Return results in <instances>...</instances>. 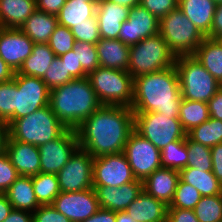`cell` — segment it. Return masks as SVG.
<instances>
[{"label":"cell","instance_id":"obj_1","mask_svg":"<svg viewBox=\"0 0 222 222\" xmlns=\"http://www.w3.org/2000/svg\"><path fill=\"white\" fill-rule=\"evenodd\" d=\"M131 107L102 105L76 129L79 148L94 158L124 152L134 131Z\"/></svg>","mask_w":222,"mask_h":222},{"label":"cell","instance_id":"obj_2","mask_svg":"<svg viewBox=\"0 0 222 222\" xmlns=\"http://www.w3.org/2000/svg\"><path fill=\"white\" fill-rule=\"evenodd\" d=\"M181 101L175 66L134 78L133 113L158 112L179 118Z\"/></svg>","mask_w":222,"mask_h":222},{"label":"cell","instance_id":"obj_3","mask_svg":"<svg viewBox=\"0 0 222 222\" xmlns=\"http://www.w3.org/2000/svg\"><path fill=\"white\" fill-rule=\"evenodd\" d=\"M49 105L67 129L75 130L103 104L84 77L50 90Z\"/></svg>","mask_w":222,"mask_h":222},{"label":"cell","instance_id":"obj_4","mask_svg":"<svg viewBox=\"0 0 222 222\" xmlns=\"http://www.w3.org/2000/svg\"><path fill=\"white\" fill-rule=\"evenodd\" d=\"M67 128L51 110L50 105L15 119L8 125V138L40 146L60 137Z\"/></svg>","mask_w":222,"mask_h":222},{"label":"cell","instance_id":"obj_5","mask_svg":"<svg viewBox=\"0 0 222 222\" xmlns=\"http://www.w3.org/2000/svg\"><path fill=\"white\" fill-rule=\"evenodd\" d=\"M175 59L168 44L158 33L130 46L127 71L134 79L174 66Z\"/></svg>","mask_w":222,"mask_h":222},{"label":"cell","instance_id":"obj_6","mask_svg":"<svg viewBox=\"0 0 222 222\" xmlns=\"http://www.w3.org/2000/svg\"><path fill=\"white\" fill-rule=\"evenodd\" d=\"M182 99L207 103L221 85L193 56L175 59Z\"/></svg>","mask_w":222,"mask_h":222},{"label":"cell","instance_id":"obj_7","mask_svg":"<svg viewBox=\"0 0 222 222\" xmlns=\"http://www.w3.org/2000/svg\"><path fill=\"white\" fill-rule=\"evenodd\" d=\"M159 34L175 57L194 55L205 38L178 7L160 19Z\"/></svg>","mask_w":222,"mask_h":222},{"label":"cell","instance_id":"obj_8","mask_svg":"<svg viewBox=\"0 0 222 222\" xmlns=\"http://www.w3.org/2000/svg\"><path fill=\"white\" fill-rule=\"evenodd\" d=\"M87 77L103 105L131 107L134 79L128 71L99 66Z\"/></svg>","mask_w":222,"mask_h":222},{"label":"cell","instance_id":"obj_9","mask_svg":"<svg viewBox=\"0 0 222 222\" xmlns=\"http://www.w3.org/2000/svg\"><path fill=\"white\" fill-rule=\"evenodd\" d=\"M134 129L159 150L187 136L179 118L158 112L134 113Z\"/></svg>","mask_w":222,"mask_h":222},{"label":"cell","instance_id":"obj_10","mask_svg":"<svg viewBox=\"0 0 222 222\" xmlns=\"http://www.w3.org/2000/svg\"><path fill=\"white\" fill-rule=\"evenodd\" d=\"M137 180L144 181L161 165V150L135 130L130 134L123 152Z\"/></svg>","mask_w":222,"mask_h":222},{"label":"cell","instance_id":"obj_11","mask_svg":"<svg viewBox=\"0 0 222 222\" xmlns=\"http://www.w3.org/2000/svg\"><path fill=\"white\" fill-rule=\"evenodd\" d=\"M13 80L16 82L14 120L49 105L50 90L41 78L15 73Z\"/></svg>","mask_w":222,"mask_h":222},{"label":"cell","instance_id":"obj_12","mask_svg":"<svg viewBox=\"0 0 222 222\" xmlns=\"http://www.w3.org/2000/svg\"><path fill=\"white\" fill-rule=\"evenodd\" d=\"M94 157L78 148L67 164L56 174L62 192H79L93 188Z\"/></svg>","mask_w":222,"mask_h":222},{"label":"cell","instance_id":"obj_13","mask_svg":"<svg viewBox=\"0 0 222 222\" xmlns=\"http://www.w3.org/2000/svg\"><path fill=\"white\" fill-rule=\"evenodd\" d=\"M136 180L123 152L94 158L93 186L120 187Z\"/></svg>","mask_w":222,"mask_h":222},{"label":"cell","instance_id":"obj_14","mask_svg":"<svg viewBox=\"0 0 222 222\" xmlns=\"http://www.w3.org/2000/svg\"><path fill=\"white\" fill-rule=\"evenodd\" d=\"M78 148V137L74 129H67L57 139L40 145V172L57 174Z\"/></svg>","mask_w":222,"mask_h":222},{"label":"cell","instance_id":"obj_15","mask_svg":"<svg viewBox=\"0 0 222 222\" xmlns=\"http://www.w3.org/2000/svg\"><path fill=\"white\" fill-rule=\"evenodd\" d=\"M71 222H83L100 208L93 188L79 192H60L52 204Z\"/></svg>","mask_w":222,"mask_h":222},{"label":"cell","instance_id":"obj_16","mask_svg":"<svg viewBox=\"0 0 222 222\" xmlns=\"http://www.w3.org/2000/svg\"><path fill=\"white\" fill-rule=\"evenodd\" d=\"M160 20L140 4L132 7L129 17L120 27L118 39L126 45H134L141 40L159 33Z\"/></svg>","mask_w":222,"mask_h":222},{"label":"cell","instance_id":"obj_17","mask_svg":"<svg viewBox=\"0 0 222 222\" xmlns=\"http://www.w3.org/2000/svg\"><path fill=\"white\" fill-rule=\"evenodd\" d=\"M34 44L21 29L0 28V58L15 72L32 54Z\"/></svg>","mask_w":222,"mask_h":222},{"label":"cell","instance_id":"obj_18","mask_svg":"<svg viewBox=\"0 0 222 222\" xmlns=\"http://www.w3.org/2000/svg\"><path fill=\"white\" fill-rule=\"evenodd\" d=\"M99 206L114 212L126 211L143 191V181L128 182L120 187L93 186Z\"/></svg>","mask_w":222,"mask_h":222},{"label":"cell","instance_id":"obj_19","mask_svg":"<svg viewBox=\"0 0 222 222\" xmlns=\"http://www.w3.org/2000/svg\"><path fill=\"white\" fill-rule=\"evenodd\" d=\"M5 153L19 176H34L40 172L41 159L38 146L7 139Z\"/></svg>","mask_w":222,"mask_h":222},{"label":"cell","instance_id":"obj_20","mask_svg":"<svg viewBox=\"0 0 222 222\" xmlns=\"http://www.w3.org/2000/svg\"><path fill=\"white\" fill-rule=\"evenodd\" d=\"M130 8L107 0H98L96 18L101 38L118 39L121 24L128 19Z\"/></svg>","mask_w":222,"mask_h":222},{"label":"cell","instance_id":"obj_21","mask_svg":"<svg viewBox=\"0 0 222 222\" xmlns=\"http://www.w3.org/2000/svg\"><path fill=\"white\" fill-rule=\"evenodd\" d=\"M179 179V171L161 167L143 181V190L169 206Z\"/></svg>","mask_w":222,"mask_h":222},{"label":"cell","instance_id":"obj_22","mask_svg":"<svg viewBox=\"0 0 222 222\" xmlns=\"http://www.w3.org/2000/svg\"><path fill=\"white\" fill-rule=\"evenodd\" d=\"M168 206L149 195L144 190L132 203L126 212L137 222H167Z\"/></svg>","mask_w":222,"mask_h":222},{"label":"cell","instance_id":"obj_23","mask_svg":"<svg viewBox=\"0 0 222 222\" xmlns=\"http://www.w3.org/2000/svg\"><path fill=\"white\" fill-rule=\"evenodd\" d=\"M217 5L212 0H178V8L205 36L211 38V26Z\"/></svg>","mask_w":222,"mask_h":222},{"label":"cell","instance_id":"obj_24","mask_svg":"<svg viewBox=\"0 0 222 222\" xmlns=\"http://www.w3.org/2000/svg\"><path fill=\"white\" fill-rule=\"evenodd\" d=\"M100 67L128 70L130 46L119 39L101 38L96 44Z\"/></svg>","mask_w":222,"mask_h":222},{"label":"cell","instance_id":"obj_25","mask_svg":"<svg viewBox=\"0 0 222 222\" xmlns=\"http://www.w3.org/2000/svg\"><path fill=\"white\" fill-rule=\"evenodd\" d=\"M36 9V0H0V26L20 29Z\"/></svg>","mask_w":222,"mask_h":222},{"label":"cell","instance_id":"obj_26","mask_svg":"<svg viewBox=\"0 0 222 222\" xmlns=\"http://www.w3.org/2000/svg\"><path fill=\"white\" fill-rule=\"evenodd\" d=\"M58 25L56 15L35 10L20 28L35 44L48 43Z\"/></svg>","mask_w":222,"mask_h":222},{"label":"cell","instance_id":"obj_27","mask_svg":"<svg viewBox=\"0 0 222 222\" xmlns=\"http://www.w3.org/2000/svg\"><path fill=\"white\" fill-rule=\"evenodd\" d=\"M222 86V43L205 37L193 55Z\"/></svg>","mask_w":222,"mask_h":222},{"label":"cell","instance_id":"obj_28","mask_svg":"<svg viewBox=\"0 0 222 222\" xmlns=\"http://www.w3.org/2000/svg\"><path fill=\"white\" fill-rule=\"evenodd\" d=\"M4 194L13 209L33 213L40 206L34 193L32 176H19Z\"/></svg>","mask_w":222,"mask_h":222},{"label":"cell","instance_id":"obj_29","mask_svg":"<svg viewBox=\"0 0 222 222\" xmlns=\"http://www.w3.org/2000/svg\"><path fill=\"white\" fill-rule=\"evenodd\" d=\"M97 3L98 0H66L57 15L58 24L71 29L85 23L88 18L96 17Z\"/></svg>","mask_w":222,"mask_h":222},{"label":"cell","instance_id":"obj_30","mask_svg":"<svg viewBox=\"0 0 222 222\" xmlns=\"http://www.w3.org/2000/svg\"><path fill=\"white\" fill-rule=\"evenodd\" d=\"M180 179L195 187L202 196L222 194V184L212 171L185 167L180 172Z\"/></svg>","mask_w":222,"mask_h":222},{"label":"cell","instance_id":"obj_31","mask_svg":"<svg viewBox=\"0 0 222 222\" xmlns=\"http://www.w3.org/2000/svg\"><path fill=\"white\" fill-rule=\"evenodd\" d=\"M55 58V53L47 43L34 44L32 54L23 62L16 73L42 79Z\"/></svg>","mask_w":222,"mask_h":222},{"label":"cell","instance_id":"obj_32","mask_svg":"<svg viewBox=\"0 0 222 222\" xmlns=\"http://www.w3.org/2000/svg\"><path fill=\"white\" fill-rule=\"evenodd\" d=\"M210 118L208 103L182 99L179 120L186 133Z\"/></svg>","mask_w":222,"mask_h":222},{"label":"cell","instance_id":"obj_33","mask_svg":"<svg viewBox=\"0 0 222 222\" xmlns=\"http://www.w3.org/2000/svg\"><path fill=\"white\" fill-rule=\"evenodd\" d=\"M32 184L40 205H52L61 192L56 174L39 172L32 176Z\"/></svg>","mask_w":222,"mask_h":222},{"label":"cell","instance_id":"obj_34","mask_svg":"<svg viewBox=\"0 0 222 222\" xmlns=\"http://www.w3.org/2000/svg\"><path fill=\"white\" fill-rule=\"evenodd\" d=\"M187 136L197 143L213 147L222 143V121L209 118L208 121L193 128Z\"/></svg>","mask_w":222,"mask_h":222},{"label":"cell","instance_id":"obj_35","mask_svg":"<svg viewBox=\"0 0 222 222\" xmlns=\"http://www.w3.org/2000/svg\"><path fill=\"white\" fill-rule=\"evenodd\" d=\"M188 152L186 139L169 143L161 150L162 167L181 171L187 167Z\"/></svg>","mask_w":222,"mask_h":222},{"label":"cell","instance_id":"obj_36","mask_svg":"<svg viewBox=\"0 0 222 222\" xmlns=\"http://www.w3.org/2000/svg\"><path fill=\"white\" fill-rule=\"evenodd\" d=\"M193 210L199 222H222V194L202 196Z\"/></svg>","mask_w":222,"mask_h":222},{"label":"cell","instance_id":"obj_37","mask_svg":"<svg viewBox=\"0 0 222 222\" xmlns=\"http://www.w3.org/2000/svg\"><path fill=\"white\" fill-rule=\"evenodd\" d=\"M186 147L188 152L187 167L212 171L211 147L192 141L186 136Z\"/></svg>","mask_w":222,"mask_h":222},{"label":"cell","instance_id":"obj_38","mask_svg":"<svg viewBox=\"0 0 222 222\" xmlns=\"http://www.w3.org/2000/svg\"><path fill=\"white\" fill-rule=\"evenodd\" d=\"M16 82L11 79L0 82V122L7 126L14 121Z\"/></svg>","mask_w":222,"mask_h":222},{"label":"cell","instance_id":"obj_39","mask_svg":"<svg viewBox=\"0 0 222 222\" xmlns=\"http://www.w3.org/2000/svg\"><path fill=\"white\" fill-rule=\"evenodd\" d=\"M201 198V193L195 187L179 179L168 208L194 209Z\"/></svg>","mask_w":222,"mask_h":222},{"label":"cell","instance_id":"obj_40","mask_svg":"<svg viewBox=\"0 0 222 222\" xmlns=\"http://www.w3.org/2000/svg\"><path fill=\"white\" fill-rule=\"evenodd\" d=\"M75 38L71 29L58 24L49 38L48 45L57 57L72 50L75 46Z\"/></svg>","mask_w":222,"mask_h":222},{"label":"cell","instance_id":"obj_41","mask_svg":"<svg viewBox=\"0 0 222 222\" xmlns=\"http://www.w3.org/2000/svg\"><path fill=\"white\" fill-rule=\"evenodd\" d=\"M73 50L77 52L78 65H81L87 75L100 66L95 44L76 42Z\"/></svg>","mask_w":222,"mask_h":222},{"label":"cell","instance_id":"obj_42","mask_svg":"<svg viewBox=\"0 0 222 222\" xmlns=\"http://www.w3.org/2000/svg\"><path fill=\"white\" fill-rule=\"evenodd\" d=\"M42 80L49 90H52L74 80V78L67 72L64 62L56 56Z\"/></svg>","mask_w":222,"mask_h":222},{"label":"cell","instance_id":"obj_43","mask_svg":"<svg viewBox=\"0 0 222 222\" xmlns=\"http://www.w3.org/2000/svg\"><path fill=\"white\" fill-rule=\"evenodd\" d=\"M71 32L76 42L96 44L101 39L96 17L88 18L85 23L76 24L71 28Z\"/></svg>","mask_w":222,"mask_h":222},{"label":"cell","instance_id":"obj_44","mask_svg":"<svg viewBox=\"0 0 222 222\" xmlns=\"http://www.w3.org/2000/svg\"><path fill=\"white\" fill-rule=\"evenodd\" d=\"M19 177L6 153L0 155V194H4Z\"/></svg>","mask_w":222,"mask_h":222},{"label":"cell","instance_id":"obj_45","mask_svg":"<svg viewBox=\"0 0 222 222\" xmlns=\"http://www.w3.org/2000/svg\"><path fill=\"white\" fill-rule=\"evenodd\" d=\"M139 4L160 20L178 7V0H140Z\"/></svg>","mask_w":222,"mask_h":222},{"label":"cell","instance_id":"obj_46","mask_svg":"<svg viewBox=\"0 0 222 222\" xmlns=\"http://www.w3.org/2000/svg\"><path fill=\"white\" fill-rule=\"evenodd\" d=\"M33 222H71L53 205H40L33 213Z\"/></svg>","mask_w":222,"mask_h":222},{"label":"cell","instance_id":"obj_47","mask_svg":"<svg viewBox=\"0 0 222 222\" xmlns=\"http://www.w3.org/2000/svg\"><path fill=\"white\" fill-rule=\"evenodd\" d=\"M59 58L64 62L67 72H69L74 79H80L88 76L83 71L81 65H78L77 52H74L73 49L59 56Z\"/></svg>","mask_w":222,"mask_h":222},{"label":"cell","instance_id":"obj_48","mask_svg":"<svg viewBox=\"0 0 222 222\" xmlns=\"http://www.w3.org/2000/svg\"><path fill=\"white\" fill-rule=\"evenodd\" d=\"M167 222H199L193 209L168 208Z\"/></svg>","mask_w":222,"mask_h":222},{"label":"cell","instance_id":"obj_49","mask_svg":"<svg viewBox=\"0 0 222 222\" xmlns=\"http://www.w3.org/2000/svg\"><path fill=\"white\" fill-rule=\"evenodd\" d=\"M66 0H36V8L48 14L58 15Z\"/></svg>","mask_w":222,"mask_h":222},{"label":"cell","instance_id":"obj_50","mask_svg":"<svg viewBox=\"0 0 222 222\" xmlns=\"http://www.w3.org/2000/svg\"><path fill=\"white\" fill-rule=\"evenodd\" d=\"M212 172L222 184V143L211 147Z\"/></svg>","mask_w":222,"mask_h":222},{"label":"cell","instance_id":"obj_51","mask_svg":"<svg viewBox=\"0 0 222 222\" xmlns=\"http://www.w3.org/2000/svg\"><path fill=\"white\" fill-rule=\"evenodd\" d=\"M207 103L210 117L222 121V86Z\"/></svg>","mask_w":222,"mask_h":222},{"label":"cell","instance_id":"obj_52","mask_svg":"<svg viewBox=\"0 0 222 222\" xmlns=\"http://www.w3.org/2000/svg\"><path fill=\"white\" fill-rule=\"evenodd\" d=\"M83 222H116V212L100 207L96 213Z\"/></svg>","mask_w":222,"mask_h":222},{"label":"cell","instance_id":"obj_53","mask_svg":"<svg viewBox=\"0 0 222 222\" xmlns=\"http://www.w3.org/2000/svg\"><path fill=\"white\" fill-rule=\"evenodd\" d=\"M222 36V4H218L211 26V38L218 39Z\"/></svg>","mask_w":222,"mask_h":222},{"label":"cell","instance_id":"obj_54","mask_svg":"<svg viewBox=\"0 0 222 222\" xmlns=\"http://www.w3.org/2000/svg\"><path fill=\"white\" fill-rule=\"evenodd\" d=\"M3 222H33L32 212L13 209Z\"/></svg>","mask_w":222,"mask_h":222},{"label":"cell","instance_id":"obj_55","mask_svg":"<svg viewBox=\"0 0 222 222\" xmlns=\"http://www.w3.org/2000/svg\"><path fill=\"white\" fill-rule=\"evenodd\" d=\"M13 210V206L8 201L5 194H0V222H3Z\"/></svg>","mask_w":222,"mask_h":222},{"label":"cell","instance_id":"obj_56","mask_svg":"<svg viewBox=\"0 0 222 222\" xmlns=\"http://www.w3.org/2000/svg\"><path fill=\"white\" fill-rule=\"evenodd\" d=\"M15 71L0 58V82H6L14 78Z\"/></svg>","mask_w":222,"mask_h":222},{"label":"cell","instance_id":"obj_57","mask_svg":"<svg viewBox=\"0 0 222 222\" xmlns=\"http://www.w3.org/2000/svg\"><path fill=\"white\" fill-rule=\"evenodd\" d=\"M8 138V126L0 122V155L5 153V146Z\"/></svg>","mask_w":222,"mask_h":222},{"label":"cell","instance_id":"obj_58","mask_svg":"<svg viewBox=\"0 0 222 222\" xmlns=\"http://www.w3.org/2000/svg\"><path fill=\"white\" fill-rule=\"evenodd\" d=\"M116 222H137L134 218L126 211L116 212Z\"/></svg>","mask_w":222,"mask_h":222},{"label":"cell","instance_id":"obj_59","mask_svg":"<svg viewBox=\"0 0 222 222\" xmlns=\"http://www.w3.org/2000/svg\"><path fill=\"white\" fill-rule=\"evenodd\" d=\"M113 2L118 5L126 6L128 8H132L139 4L140 0H107Z\"/></svg>","mask_w":222,"mask_h":222},{"label":"cell","instance_id":"obj_60","mask_svg":"<svg viewBox=\"0 0 222 222\" xmlns=\"http://www.w3.org/2000/svg\"><path fill=\"white\" fill-rule=\"evenodd\" d=\"M216 5L222 4V0H212Z\"/></svg>","mask_w":222,"mask_h":222},{"label":"cell","instance_id":"obj_61","mask_svg":"<svg viewBox=\"0 0 222 222\" xmlns=\"http://www.w3.org/2000/svg\"><path fill=\"white\" fill-rule=\"evenodd\" d=\"M218 39H219V40H220V42L222 43V36H220Z\"/></svg>","mask_w":222,"mask_h":222}]
</instances>
